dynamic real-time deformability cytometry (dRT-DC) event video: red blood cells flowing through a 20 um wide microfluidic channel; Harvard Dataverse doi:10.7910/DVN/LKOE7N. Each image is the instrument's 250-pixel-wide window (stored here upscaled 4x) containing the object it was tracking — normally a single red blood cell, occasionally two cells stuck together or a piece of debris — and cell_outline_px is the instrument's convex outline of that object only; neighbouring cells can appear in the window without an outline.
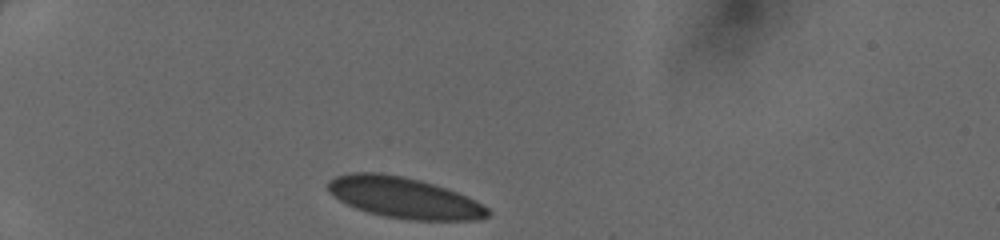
{"species": "human", "species_latin": "Homo sapiens", "temperature_condition": "cold", "stored_images_in_passage": 30, "camera_frame_rate_fps": 3000, "um_per_image_px": 0.085, "donor": {"sex": "female"}, "frame": {"image": 1, "passage_image": 1, "time_ms": 0.0, "image_size_px": [1000, 240], "cell_outline_px": [[492, 212], [488, 216], [480, 220], [412, 220], [384, 216], [368, 212], [356, 208], [340, 200], [328, 192], [328, 180], [336, 176], [348, 172], [380, 172], [404, 176], [420, 180], [456, 192], [476, 200], [484, 204]], "centroid_in_image_um": [34.35, 16.8], "position_along_channel_um": 50.6, "area_um2": 38.21}}
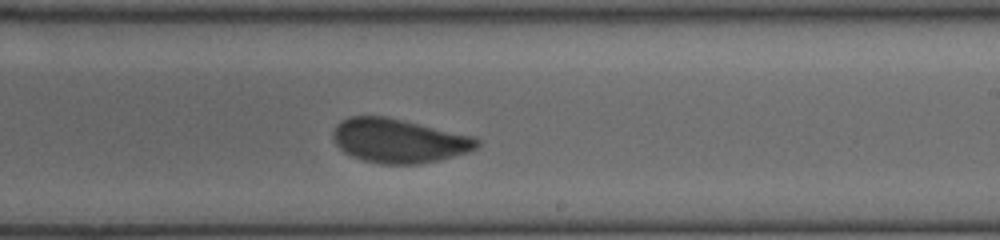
{"frame": {"image": 2, "passage_image": 18, "time_ms": 5.667, "image_size_px": [1000, 240], "cell_outline_px": [[480, 144], [476, 148], [468, 152], [436, 160], [416, 164], [380, 164], [364, 160], [352, 156], [344, 152], [336, 144], [332, 136], [332, 132], [336, 124], [340, 120], [352, 116], [384, 116], [472, 136], [480, 140]], "centroid_in_image_um": [33.85, 11.96], "position_along_channel_um": 255.1, "area_um2": 36.59}}
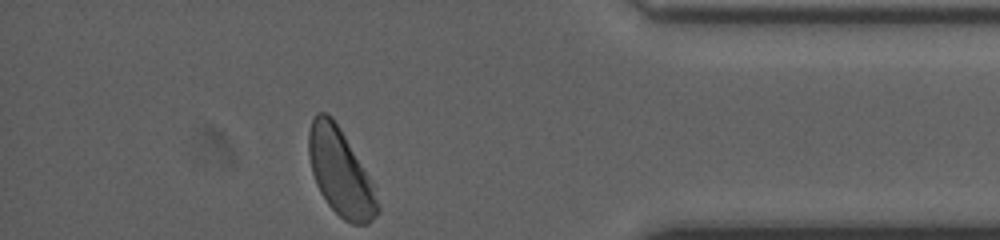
{"frame": {"image": 3, "passage_image": 30, "time_ms": 9.667, "image_size_px": [1000, 240], "cell_outline_px": [[380, 212], [368, 224], [352, 224], [344, 220], [328, 204], [320, 192], [316, 184], [312, 172], [308, 156], [308, 132], [312, 120], [316, 112], [324, 112], [332, 116], [340, 128], [376, 184], [380, 208]], "centroid_in_image_um": [28.98, 14.65], "position_along_channel_um": 406.2, "area_um2": 35.55}}